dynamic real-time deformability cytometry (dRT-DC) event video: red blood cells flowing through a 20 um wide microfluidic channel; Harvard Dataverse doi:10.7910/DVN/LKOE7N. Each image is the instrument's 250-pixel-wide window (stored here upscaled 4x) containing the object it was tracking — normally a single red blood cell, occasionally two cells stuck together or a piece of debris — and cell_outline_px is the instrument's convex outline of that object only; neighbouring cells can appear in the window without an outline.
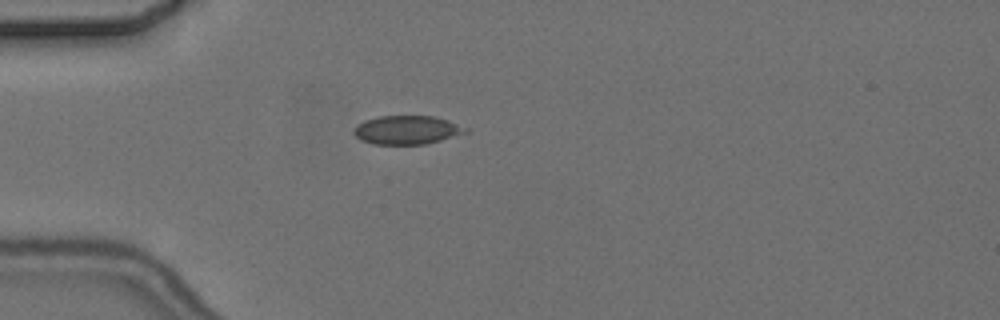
{"species": "common noctule bat (a hibernating species)", "species_latin": "Nyctalus noctula", "temperature_condition": "cold", "stored_images_in_passage": 2, "camera_frame_rate_fps": 3000, "um_per_image_px": 0.085, "animal": {"sex": "female", "body_mass_g": 24.6, "forearm_length_mm": 56.2}, "frame": {"image": 1, "passage_image": 1, "time_ms": 0.0, "image_size_px": [1000, 320], "cell_outline_px": [[468, 132], [428, 144], [372, 144], [360, 140], [352, 132], [364, 120], [380, 116], [436, 116], [448, 120], [468, 128]], "centroid_in_image_um": [34.61, 11.05], "position_along_channel_um": 50.4, "area_um2": 18.67}}